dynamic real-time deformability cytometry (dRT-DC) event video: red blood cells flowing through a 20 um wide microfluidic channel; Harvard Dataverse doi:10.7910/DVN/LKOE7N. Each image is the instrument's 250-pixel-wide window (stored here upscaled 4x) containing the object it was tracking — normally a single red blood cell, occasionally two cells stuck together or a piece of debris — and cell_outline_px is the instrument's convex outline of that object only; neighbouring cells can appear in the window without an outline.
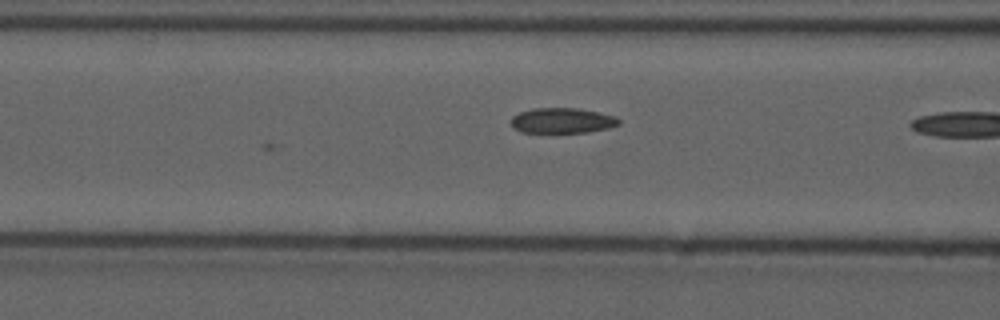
{"species": "common noctule bat (a hibernating species)", "species_latin": "Nyctalus noctula", "temperature_condition": "cold", "stored_images_in_passage": 10, "camera_frame_rate_fps": 3000, "um_per_image_px": 0.085, "animal": {"sex": "male", "forearm_length_mm": 52.5}, "frame": {"image": 1, "passage_image": 10, "time_ms": 3.0, "image_size_px": [1000, 320], "cell_outline_px": [[620, 124], [608, 128], [588, 132], [520, 132], [512, 128], [512, 116], [520, 112], [536, 108], [576, 108], [600, 112], [616, 116], [620, 120]], "centroid_in_image_um": [47.81, 10.25], "position_along_channel_um": 118.8, "area_um2": 15.9}}